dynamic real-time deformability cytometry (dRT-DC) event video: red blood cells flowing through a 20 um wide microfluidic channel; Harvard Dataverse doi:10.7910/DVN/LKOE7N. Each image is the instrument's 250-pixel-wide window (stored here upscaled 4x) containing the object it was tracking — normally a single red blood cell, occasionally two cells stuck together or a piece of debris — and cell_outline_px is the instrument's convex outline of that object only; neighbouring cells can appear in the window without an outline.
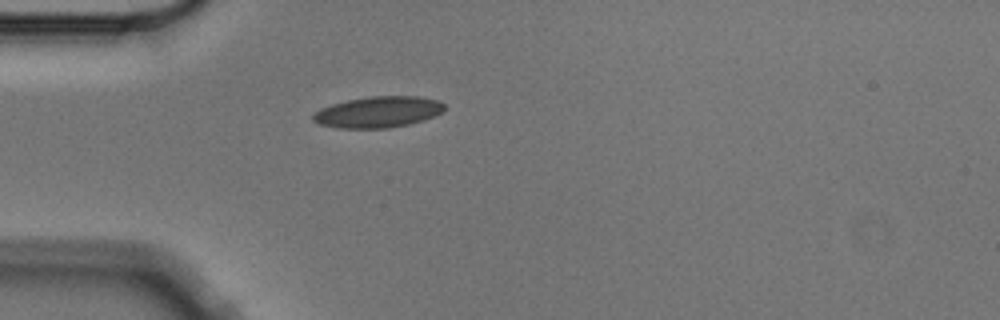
{"species": "Egyptian fruit bat (a non-hibernating species)", "species_latin": "Rousettus aegyptiacus", "temperature_condition": "cold", "stored_images_in_passage": 1, "camera_frame_rate_fps": 3000, "um_per_image_px": 0.085, "animal": {"sex": "male"}, "frame": {"image": 1, "passage_image": 1, "time_ms": 0.0, "image_size_px": [1000, 320], "cell_outline_px": [[444, 112], [436, 116], [424, 120], [408, 124], [388, 128], [340, 128], [320, 124], [312, 120], [312, 116], [320, 108], [332, 104], [348, 100], [368, 96], [416, 96], [436, 100], [444, 104]], "centroid_in_image_um": [32.16, 9.52], "position_along_channel_um": 52.8, "area_um2": 23.81}}